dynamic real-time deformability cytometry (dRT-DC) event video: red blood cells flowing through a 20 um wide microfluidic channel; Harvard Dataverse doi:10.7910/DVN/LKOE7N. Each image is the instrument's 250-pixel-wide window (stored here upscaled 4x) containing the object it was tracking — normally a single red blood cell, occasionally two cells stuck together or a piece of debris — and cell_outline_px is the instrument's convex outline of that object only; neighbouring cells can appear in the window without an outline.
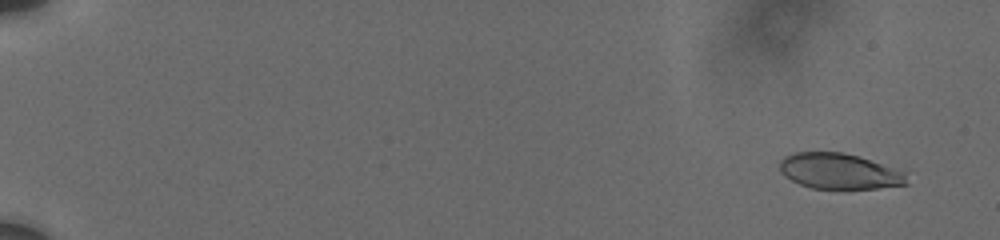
{"species": "human", "species_latin": "Homo sapiens", "temperature_condition": "cold", "stored_images_in_passage": 68, "camera_frame_rate_fps": 3000, "um_per_image_px": 0.085, "donor": {"sex": "male"}, "frame": {"image": 1, "passage_image": 6, "time_ms": 1.333, "image_size_px": [1000, 240], "cell_outline_px": [[908, 184], [876, 188], [812, 188], [800, 184], [784, 176], [780, 172], [780, 160], [784, 156], [796, 152], [844, 152], [860, 156], [904, 172]], "centroid_in_image_um": [71.3, 14.54], "position_along_channel_um": 13.7, "area_um2": 26.18}}
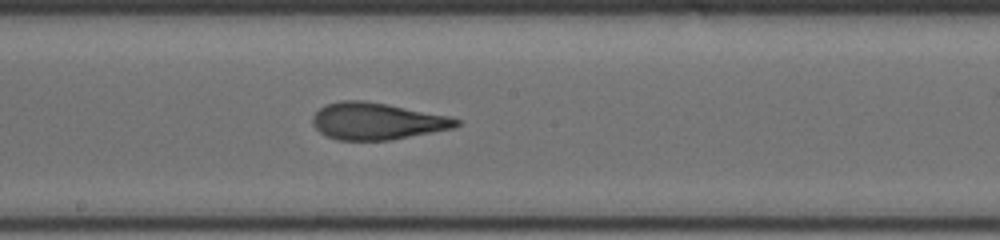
{"frame": {"image": 2, "passage_image": 38, "time_ms": 11.667, "image_size_px": [1000, 240], "cell_outline_px": [[460, 124], [452, 128], [388, 140], [336, 140], [320, 132], [312, 124], [312, 116], [324, 104], [340, 100], [364, 100], [452, 116], [460, 120]], "centroid_in_image_um": [32.01, 10.28], "position_along_channel_um": 216.2, "area_um2": 30.81}}
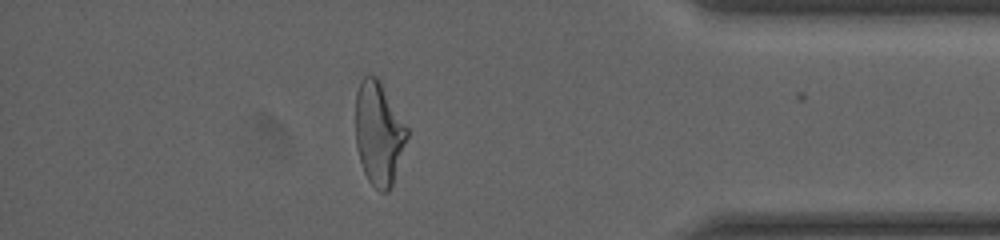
{"frame": {"image": 3, "passage_image": 60, "time_ms": 17.333, "image_size_px": [1000, 240], "cell_outline_px": [[408, 136], [392, 184], [388, 192], [380, 192], [368, 180], [364, 172], [360, 160], [356, 144], [356, 92], [364, 76], [376, 76], [380, 80], [408, 128]], "centroid_in_image_um": [32.2, 11.33], "position_along_channel_um": 403.0, "area_um2": 30.69}, "authors_computed_cell_mechanics": {"area_um2": 30.5762, "velocity_mm_per_s": 3.7296, "shape_relaxation_time_tau1_ms": 5.4608, "shape_relaxation_time_tau2_ms": 1.4252, "deformation_change_tau1": 0.2005, "deformation_change_tau2": 0.0995}}